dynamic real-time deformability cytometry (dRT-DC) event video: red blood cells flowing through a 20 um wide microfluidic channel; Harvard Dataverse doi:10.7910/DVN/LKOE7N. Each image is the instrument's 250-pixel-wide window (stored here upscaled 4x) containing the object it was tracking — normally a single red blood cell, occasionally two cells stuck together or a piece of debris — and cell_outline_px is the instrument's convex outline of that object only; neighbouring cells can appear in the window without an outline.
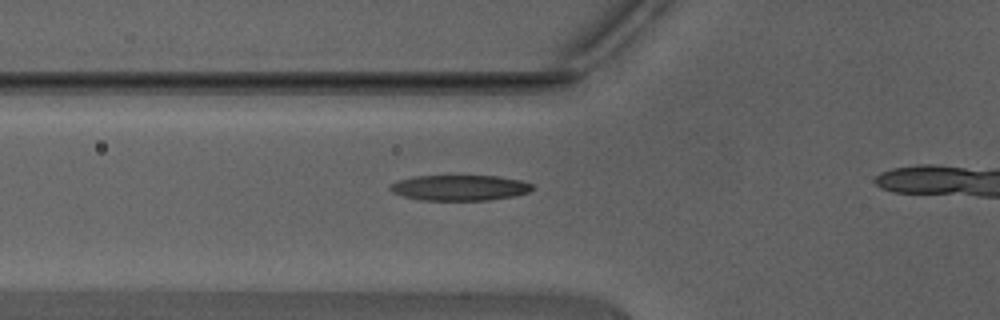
{"species": "Egyptian fruit bat (a non-hibernating species)", "species_latin": "Rousettus aegyptiacus", "temperature_condition": "warm", "stored_images_in_passage": 13, "camera_frame_rate_fps": 3000, "um_per_image_px": 0.085, "animal": {"sex": "male"}, "frame": {"image": 1, "passage_image": 3, "time_ms": 0.667, "image_size_px": [1000, 320], "cell_outline_px": [[532, 188], [528, 192], [516, 196], [488, 200], [420, 200], [404, 196], [392, 192], [388, 188], [392, 184], [400, 180], [412, 176], [500, 176], [520, 180], [532, 184]], "centroid_in_image_um": [39.08, 15.96], "position_along_channel_um": 86.7, "area_um2": 21.1}}
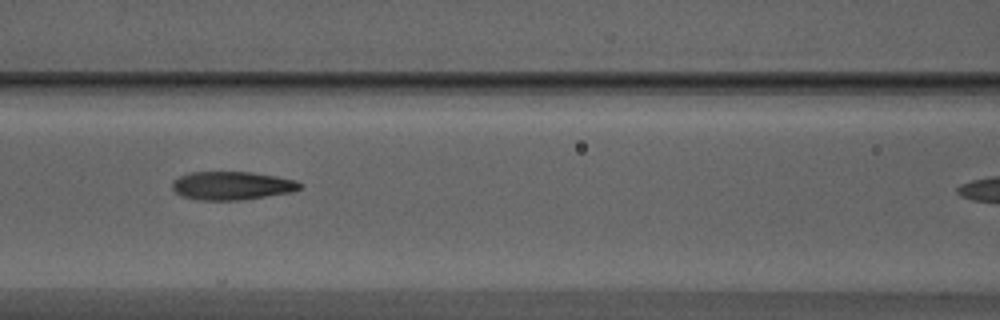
{"frame": {"image": 2, "passage_image": 7, "time_ms": 2.0, "image_size_px": [1000, 320], "cell_outline_px": [[304, 184], [300, 188], [292, 192], [240, 200], [196, 200], [184, 196], [176, 192], [172, 188], [172, 180], [188, 172], [252, 172], [276, 176], [296, 180]], "centroid_in_image_um": [19.72, 15.77], "position_along_channel_um": 146.9, "area_um2": 21.15}}
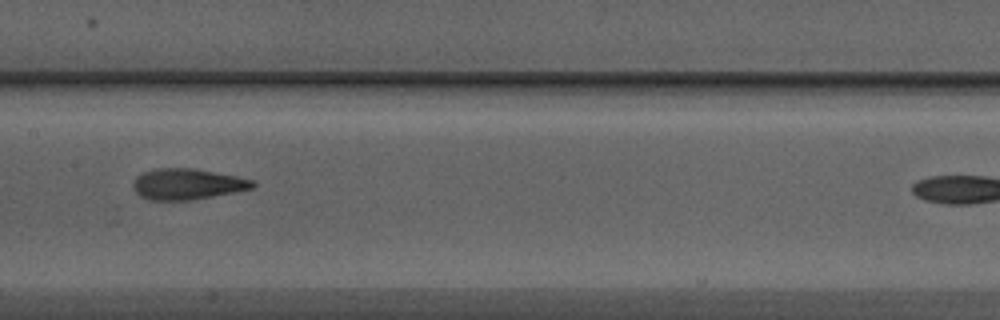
{"frame": {"image": 3, "passage_image": 10, "time_ms": 3.0, "image_size_px": [1000, 320], "cell_outline_px": [[256, 184], [252, 188], [236, 192], [192, 200], [148, 200], [140, 196], [132, 188], [132, 184], [136, 176], [144, 172], [156, 168], [192, 168], [236, 176], [256, 180]], "centroid_in_image_um": [15.91, 15.65], "position_along_channel_um": 191.5, "area_um2": 21.68}}